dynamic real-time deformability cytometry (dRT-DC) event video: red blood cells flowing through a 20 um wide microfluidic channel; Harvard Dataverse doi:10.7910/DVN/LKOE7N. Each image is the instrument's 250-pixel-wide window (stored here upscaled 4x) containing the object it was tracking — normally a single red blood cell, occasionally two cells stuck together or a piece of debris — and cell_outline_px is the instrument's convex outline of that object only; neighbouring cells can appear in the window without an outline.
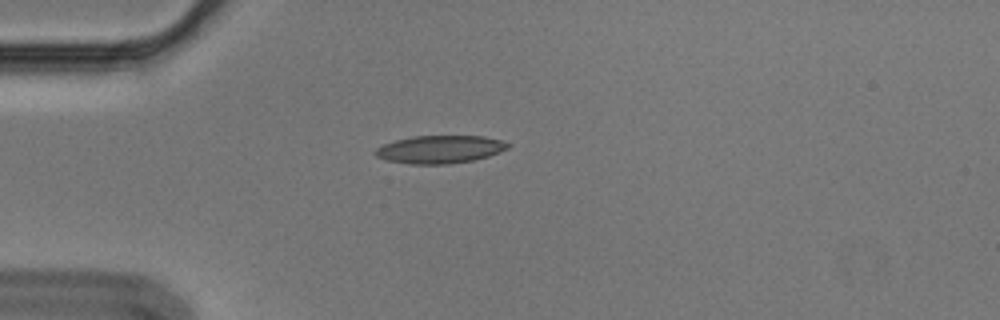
{"species": "Egyptian fruit bat (a non-hibernating species)", "species_latin": "Rousettus aegyptiacus", "temperature_condition": "cold", "stored_images_in_passage": 3, "camera_frame_rate_fps": 3000, "um_per_image_px": 0.085, "animal": {"sex": "male"}, "frame": {"image": 1, "passage_image": 3, "time_ms": 0.667, "image_size_px": [1000, 320], "cell_outline_px": [[512, 144], [508, 148], [500, 152], [476, 160], [448, 164], [412, 164], [388, 160], [376, 156], [372, 152], [376, 148], [384, 144], [396, 140], [412, 136], [484, 136], [500, 140]], "centroid_in_image_um": [37.41, 12.69], "position_along_channel_um": 47.6, "area_um2": 21.56}}